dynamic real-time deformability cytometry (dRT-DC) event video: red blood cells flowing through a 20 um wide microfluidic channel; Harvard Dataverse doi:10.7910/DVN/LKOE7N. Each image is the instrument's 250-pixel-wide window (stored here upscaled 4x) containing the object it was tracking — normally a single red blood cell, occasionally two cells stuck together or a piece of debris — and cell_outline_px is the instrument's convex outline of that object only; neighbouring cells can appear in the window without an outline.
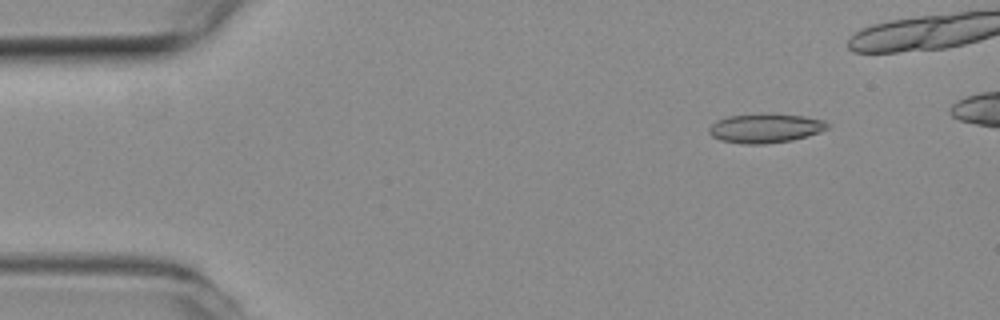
{"species": "common noctule bat (a hibernating species)", "species_latin": "Nyctalus noctula", "temperature_condition": "room temperature", "stored_images_in_passage": 41, "camera_frame_rate_fps": 3000, "um_per_image_px": 0.085, "animal": {"sex": "female", "body_mass_g": 19.3, "forearm_length_mm": 54.1}, "frame": {"image": 1, "passage_image": 1, "time_ms": 0.0, "image_size_px": [1000, 320], "cell_outline_px": [[828, 128], [820, 132], [808, 136], [792, 140], [764, 144], [744, 144], [720, 140], [712, 136], [708, 132], [708, 128], [716, 120], [728, 116], [764, 112], [804, 116], [824, 120], [828, 124]], "centroid_in_image_um": [65.04, 10.88], "position_along_channel_um": 20.0, "area_um2": 20.52}}
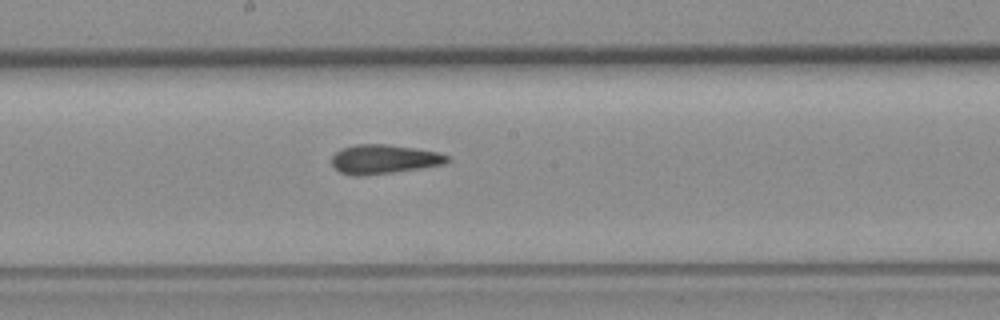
{"frame": {"image": 2, "passage_image": 23, "time_ms": 7.333, "image_size_px": [1000, 320], "cell_outline_px": [[452, 160], [444, 164], [420, 168], [364, 176], [352, 176], [340, 172], [332, 164], [332, 156], [336, 152], [344, 148], [356, 144], [384, 144], [412, 148], [436, 152], [448, 156]], "centroid_in_image_um": [32.62, 13.54], "position_along_channel_um": 215.6, "area_um2": 19.42}}
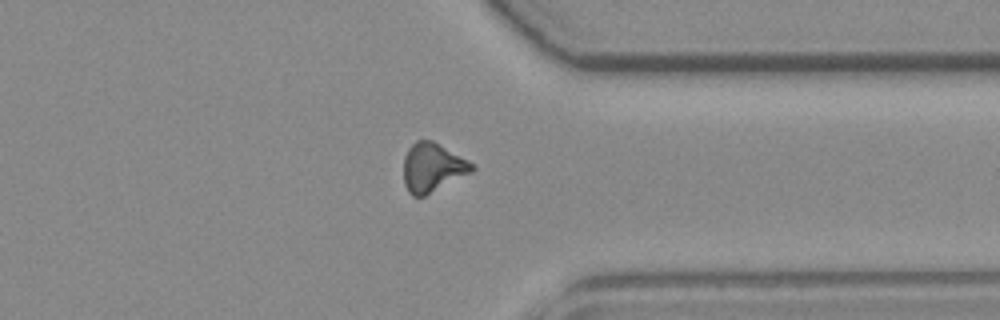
{"frame": {"image": 3, "passage_image": 36, "time_ms": 11.667, "image_size_px": [1000, 320], "cell_outline_px": [[476, 168], [472, 172], [424, 196], [412, 196], [408, 192], [404, 184], [404, 156], [408, 148], [416, 140], [432, 140], [476, 164]], "centroid_in_image_um": [36.77, 14.23], "position_along_channel_um": 374.6, "area_um2": 19.54}, "authors_computed_cell_mechanics": {"area_um2": 19.4208, "velocity_mm_per_s": 3.7931, "shape_relaxation_time_tau1_ms": null, "shape_relaxation_time_tau2_ms": 2.5158, "deformation_change_tau1": null, "deformation_change_tau2": 0.11}}